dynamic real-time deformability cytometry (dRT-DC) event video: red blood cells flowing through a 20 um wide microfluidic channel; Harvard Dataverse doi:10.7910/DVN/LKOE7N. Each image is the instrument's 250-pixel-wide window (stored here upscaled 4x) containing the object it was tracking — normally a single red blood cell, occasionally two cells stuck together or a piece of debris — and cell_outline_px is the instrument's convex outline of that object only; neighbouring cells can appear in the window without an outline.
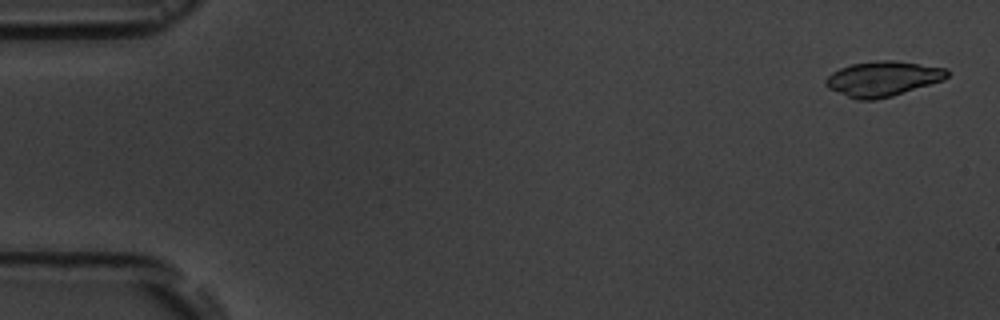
{"species": "common noctule bat (a hibernating species)", "species_latin": "Nyctalus noctula", "temperature_condition": "room temperature", "stored_images_in_passage": 6, "camera_frame_rate_fps": 3000, "um_per_image_px": 0.085, "animal": {"sex": "male", "body_mass_g": 19.5, "forearm_length_mm": 54.6}, "frame": {"image": 1, "passage_image": 1, "time_ms": 0.0, "image_size_px": [1000, 320], "cell_outline_px": [[948, 76], [944, 80], [892, 96], [876, 100], [856, 100], [828, 88], [824, 84], [824, 80], [832, 72], [840, 68], [852, 64], [876, 60], [892, 60], [948, 68]], "centroid_in_image_um": [75.03, 6.69], "position_along_channel_um": 10.0, "area_um2": 24.85}}